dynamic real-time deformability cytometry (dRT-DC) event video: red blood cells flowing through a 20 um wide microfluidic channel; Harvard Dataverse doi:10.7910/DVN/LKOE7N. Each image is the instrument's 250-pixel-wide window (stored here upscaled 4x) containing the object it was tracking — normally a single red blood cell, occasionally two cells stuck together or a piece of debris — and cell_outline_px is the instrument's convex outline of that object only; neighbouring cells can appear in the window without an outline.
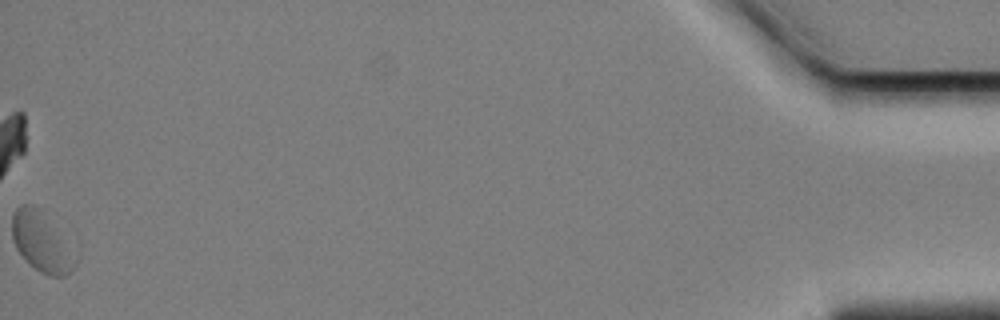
{"species": "Egyptian fruit bat (a non-hibernating species)", "species_latin": "Rousettus aegyptiacus", "temperature_condition": "cold", "stored_images_in_passage": 57, "camera_frame_rate_fps": 3000, "um_per_image_px": 0.085, "animal": {"sex": "female"}, "frame": {"image": 1, "passage_image": 57, "time_ms": 18.667, "image_size_px": [1000, 320], "cell_outline_px": [[80, 256], [72, 272], [64, 276], [52, 276], [40, 272], [28, 264], [24, 260], [16, 248], [12, 236], [12, 216], [16, 208], [24, 204], [32, 204], [80, 244]], "centroid_in_image_um": [3.71, 20.6], "position_along_channel_um": 431.5, "area_um2": 23.76}}